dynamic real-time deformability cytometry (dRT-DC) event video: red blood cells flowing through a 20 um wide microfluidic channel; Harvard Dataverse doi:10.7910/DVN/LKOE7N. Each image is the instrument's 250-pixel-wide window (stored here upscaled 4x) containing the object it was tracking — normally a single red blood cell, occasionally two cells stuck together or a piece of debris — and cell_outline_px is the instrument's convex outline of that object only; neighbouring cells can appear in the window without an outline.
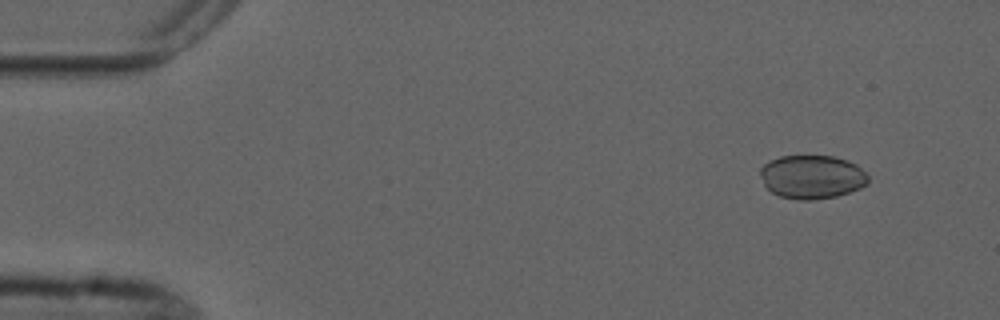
{"species": "common noctule bat (a hibernating species)", "species_latin": "Nyctalus noctula", "temperature_condition": "cold", "stored_images_in_passage": 4, "camera_frame_rate_fps": 3000, "um_per_image_px": 0.085, "animal": {"sex": "male", "forearm_length_mm": 52.5}, "frame": {"image": 1, "passage_image": 1, "time_ms": 0.0, "image_size_px": [1000, 320], "cell_outline_px": [[868, 184], [860, 188], [836, 196], [812, 200], [796, 200], [780, 196], [772, 192], [764, 184], [760, 176], [760, 168], [764, 164], [780, 156], [832, 156], [848, 160], [856, 164], [868, 176]], "centroid_in_image_um": [69.01, 15.04], "position_along_channel_um": 16.0, "area_um2": 27.4}}